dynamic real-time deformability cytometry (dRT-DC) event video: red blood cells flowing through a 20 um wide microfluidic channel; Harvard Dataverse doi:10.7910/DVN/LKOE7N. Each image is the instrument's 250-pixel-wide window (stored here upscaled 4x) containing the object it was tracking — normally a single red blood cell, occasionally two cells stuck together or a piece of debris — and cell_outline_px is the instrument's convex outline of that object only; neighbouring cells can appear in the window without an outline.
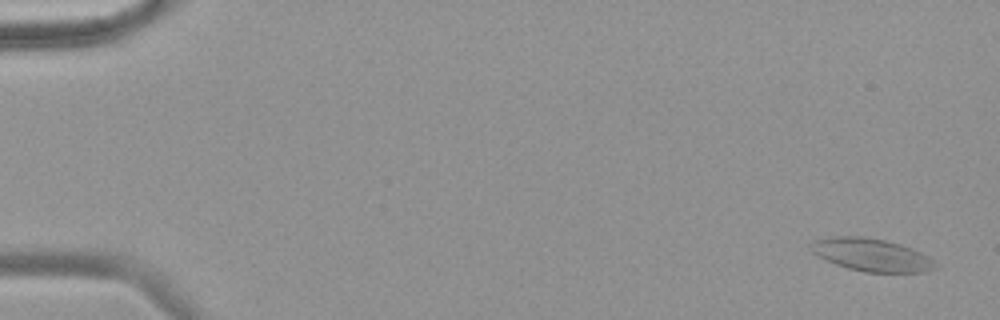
{"species": "common noctule bat (a hibernating species)", "species_latin": "Nyctalus noctula", "temperature_condition": "warm", "stored_images_in_passage": 60, "camera_frame_rate_fps": 3000, "um_per_image_px": 0.085, "animal": {"sex": "female", "body_mass_g": 18.4}, "frame": {"image": 1, "passage_image": 3, "time_ms": 0.667, "image_size_px": [1000, 320], "cell_outline_px": [[936, 268], [924, 272], [864, 272], [848, 268], [836, 264], [812, 252], [808, 244], [816, 240], [836, 236], [860, 236], [884, 240], [900, 244], [912, 248], [920, 252], [932, 260]], "centroid_in_image_um": [74.06, 21.66], "position_along_channel_um": 10.9, "area_um2": 23.35}}
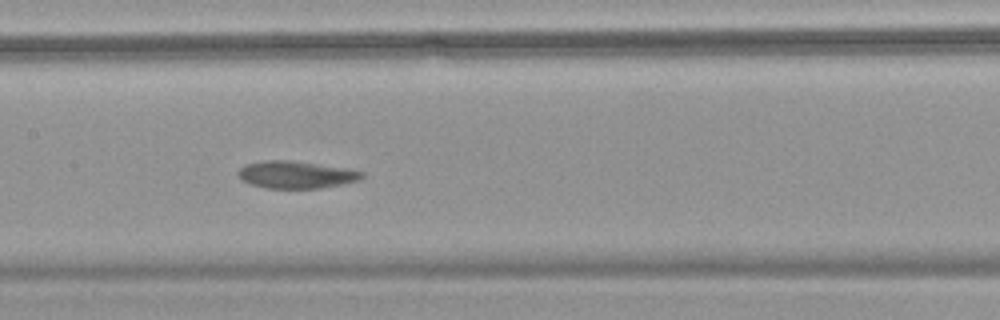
{"frame": {"image": 2, "passage_image": 31, "time_ms": 10.0, "image_size_px": [1000, 320], "cell_outline_px": [[364, 176], [360, 180], [320, 188], [268, 188], [252, 184], [244, 180], [236, 172], [244, 164], [264, 160], [292, 160], [352, 168], [364, 172]], "centroid_in_image_um": [25.22, 14.82], "position_along_channel_um": 182.2, "area_um2": 19.83}}
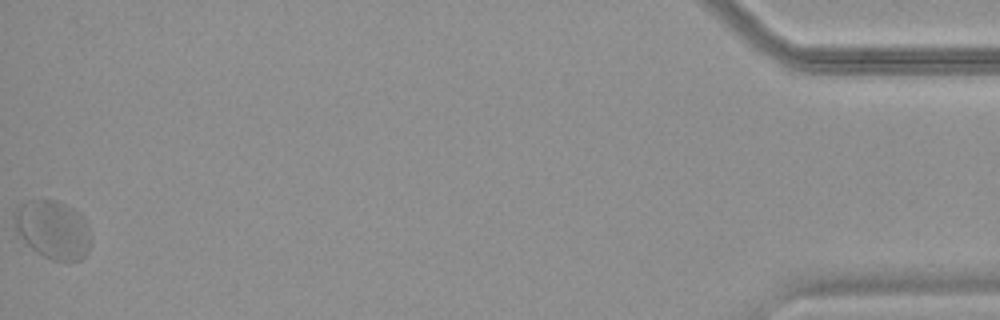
{"frame": {"image": 3, "passage_image": 60, "time_ms": 19.667, "image_size_px": [1000, 320], "cell_outline_px": [[92, 236], [88, 252], [80, 260], [52, 260], [36, 252], [24, 240], [16, 228], [12, 216], [12, 212], [16, 204], [28, 200], [56, 200], [80, 212], [84, 216], [88, 224]], "centroid_in_image_um": [4.5, 19.48], "position_along_channel_um": 430.7, "area_um2": 26.41}, "authors_computed_cell_mechanics": {"area_um2": 21.1837, "velocity_mm_per_s": 3.484, "shape_relaxation_time_tau1_ms": 4.3314, "shape_relaxation_time_tau2_ms": 1.1219, "deformation_change_tau1": 0.0995, "deformation_change_tau2": 0.0451}}